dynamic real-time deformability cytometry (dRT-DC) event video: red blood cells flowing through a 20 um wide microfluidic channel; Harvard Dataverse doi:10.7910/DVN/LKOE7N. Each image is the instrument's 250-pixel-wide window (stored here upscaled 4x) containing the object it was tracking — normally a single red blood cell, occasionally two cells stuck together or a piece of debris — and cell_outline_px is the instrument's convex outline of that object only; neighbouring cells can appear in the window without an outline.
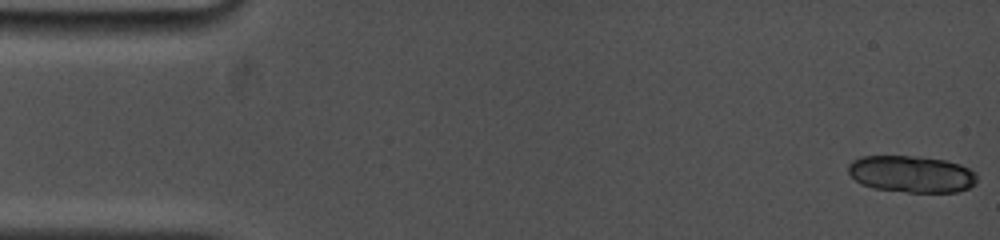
{"species": "common noctule bat (a hibernating species)", "species_latin": "Nyctalus noctula", "temperature_condition": "cold", "stored_images_in_passage": 9, "camera_frame_rate_fps": 5000, "um_per_image_px": 0.085, "animal": {"sex": "female", "body_mass_g": 19.0, "forearm_length_mm": 53.3}, "frame": {"image": 1, "passage_image": 1, "time_ms": 0.0, "image_size_px": [1000, 240], "cell_outline_px": [[976, 184], [968, 188], [956, 192], [908, 192], [872, 188], [860, 184], [848, 172], [848, 164], [852, 160], [860, 156], [916, 156], [944, 160], [960, 164], [976, 172]], "centroid_in_image_um": [77.46, 14.79], "position_along_channel_um": 7.5, "area_um2": 27.74}}